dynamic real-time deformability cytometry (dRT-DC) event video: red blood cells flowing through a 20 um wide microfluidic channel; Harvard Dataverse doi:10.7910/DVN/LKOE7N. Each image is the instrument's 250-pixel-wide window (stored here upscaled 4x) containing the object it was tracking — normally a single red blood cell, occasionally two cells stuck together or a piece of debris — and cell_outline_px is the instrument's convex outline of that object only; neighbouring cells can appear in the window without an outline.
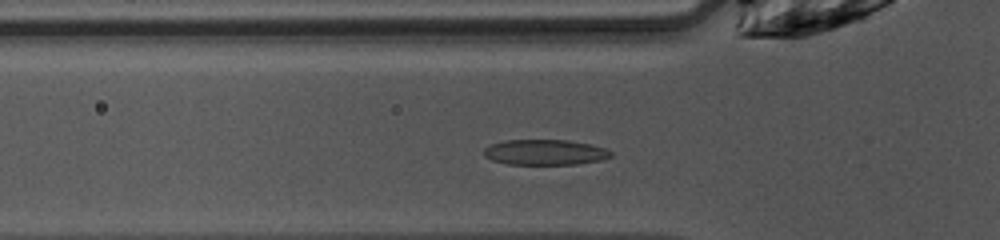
{"species": "common noctule bat (a hibernating species)", "species_latin": "Nyctalus noctula", "temperature_condition": "warm", "stored_images_in_passage": 28, "camera_frame_rate_fps": 3000, "um_per_image_px": 0.085, "animal": {"sex": "female", "body_mass_g": 10.0, "forearm_length_mm": 53.1}, "frame": {"image": 1, "passage_image": 2, "time_ms": 0.333, "image_size_px": [1000, 240], "cell_outline_px": [[612, 156], [600, 160], [576, 164], [508, 164], [492, 160], [484, 156], [484, 148], [492, 144], [504, 140], [568, 140], [592, 144], [604, 148], [612, 152]], "centroid_in_image_um": [46.32, 12.94], "position_along_channel_um": 79.5, "area_um2": 18.79}}
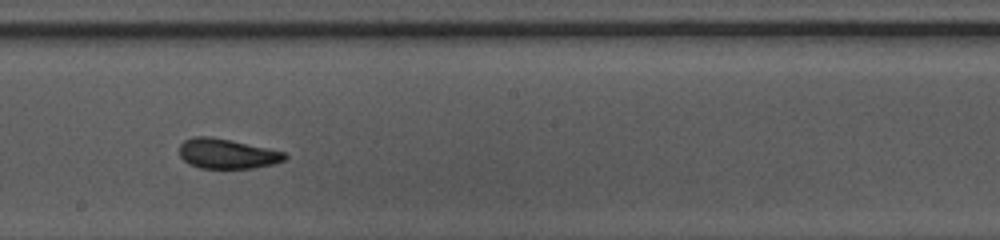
{"frame": {"image": 2, "passage_image": 13, "time_ms": 4.0, "image_size_px": [1000, 240], "cell_outline_px": [[288, 156], [284, 160], [276, 164], [256, 168], [200, 168], [188, 164], [180, 156], [180, 144], [184, 140], [192, 136], [208, 136], [232, 140], [268, 148], [284, 152]], "centroid_in_image_um": [19.3, 13.06], "position_along_channel_um": 228.9, "area_um2": 18.55}}
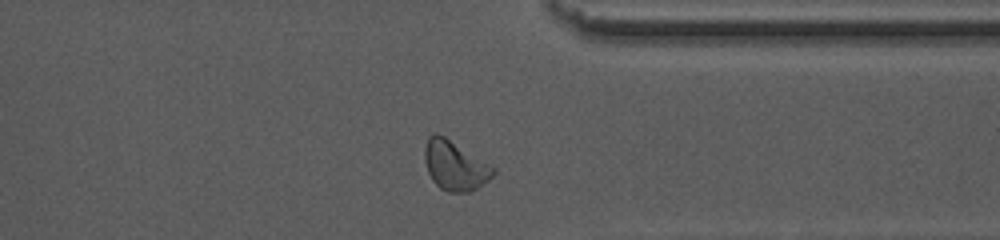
{"frame": {"image": 3, "passage_image": 24, "time_ms": 7.667, "image_size_px": [1000, 240], "cell_outline_px": [[496, 172], [488, 180], [476, 188], [468, 192], [448, 192], [440, 188], [432, 180], [428, 172], [424, 160], [424, 148], [428, 136], [436, 132], [444, 136], [496, 168]], "centroid_in_image_um": [38.64, 14.07], "position_along_channel_um": 372.8, "area_um2": 19.65}, "authors_computed_cell_mechanics": {"area_um2": 18.3804, "velocity_mm_per_s": 4.0506, "shape_relaxation_time_tau1_ms": 4.0508, "shape_relaxation_time_tau2_ms": 2.1863, "deformation_change_tau1": 0.1456, "deformation_change_tau2": 0.0913}}